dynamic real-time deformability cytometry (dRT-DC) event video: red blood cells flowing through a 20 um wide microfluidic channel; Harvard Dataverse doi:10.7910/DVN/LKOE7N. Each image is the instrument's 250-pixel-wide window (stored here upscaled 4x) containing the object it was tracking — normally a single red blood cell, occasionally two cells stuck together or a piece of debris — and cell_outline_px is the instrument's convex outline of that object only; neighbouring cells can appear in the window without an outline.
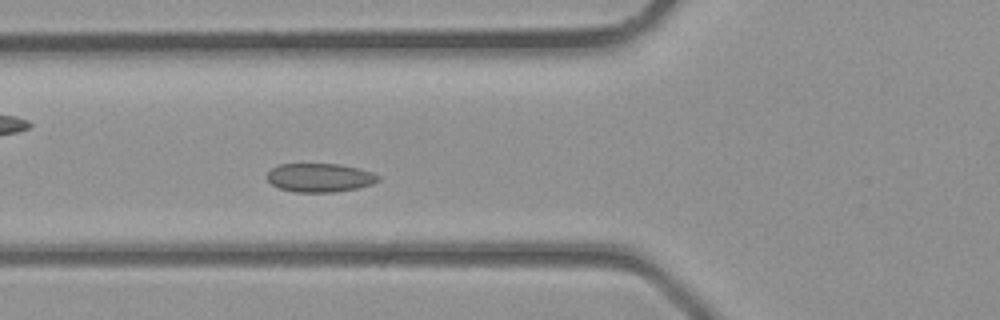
{"species": "common noctule bat (a hibernating species)", "species_latin": "Nyctalus noctula", "temperature_condition": "room temperature", "stored_images_in_passage": 34, "camera_frame_rate_fps": 3000, "um_per_image_px": 0.085, "animal": {"sex": "male", "body_mass_g": 23.1, "forearm_length_mm": 52.7}, "frame": {"image": 1, "passage_image": 9, "time_ms": 2.667, "image_size_px": [1000, 320], "cell_outline_px": [[380, 180], [372, 184], [360, 188], [336, 192], [292, 192], [280, 188], [272, 184], [268, 180], [268, 172], [272, 168], [280, 164], [340, 164], [360, 168], [372, 172], [380, 176]], "centroid_in_image_um": [27.23, 15.1], "position_along_channel_um": 98.6, "area_um2": 18.73}}
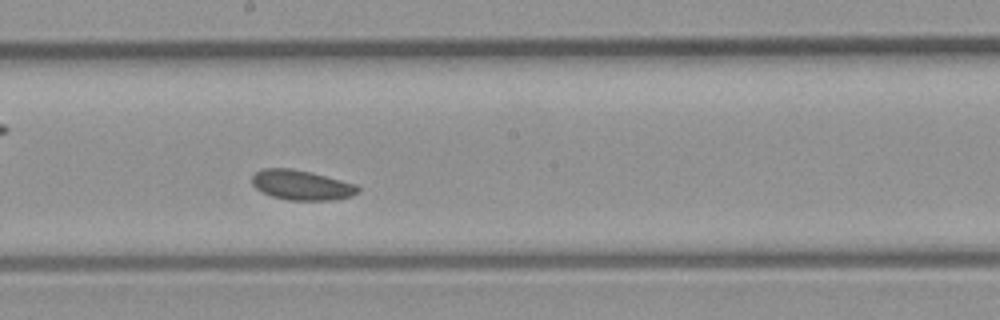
{"frame": {"image": 2, "passage_image": 16, "time_ms": 5.0, "image_size_px": [1000, 320], "cell_outline_px": [[360, 192], [352, 196], [332, 200], [288, 200], [272, 196], [256, 188], [252, 184], [252, 176], [260, 168], [292, 168], [312, 172], [356, 184], [360, 188]], "centroid_in_image_um": [25.65, 15.72], "position_along_channel_um": 222.6, "area_um2": 18.55}}
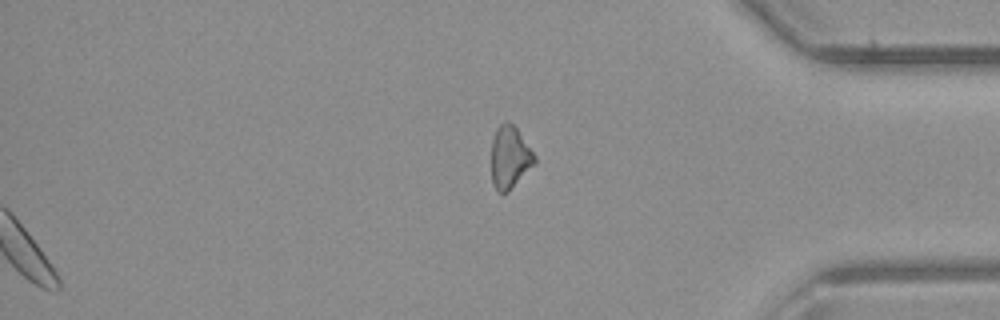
{"frame": {"image": 3, "passage_image": 34, "time_ms": 11.0, "image_size_px": [1000, 320], "cell_outline_px": [[536, 164], [508, 192], [496, 192], [492, 184], [492, 140], [496, 128], [504, 120], [508, 120], [516, 128], [536, 156]], "centroid_in_image_um": [43.33, 13.38], "position_along_channel_um": 391.9, "area_um2": 15.9}}